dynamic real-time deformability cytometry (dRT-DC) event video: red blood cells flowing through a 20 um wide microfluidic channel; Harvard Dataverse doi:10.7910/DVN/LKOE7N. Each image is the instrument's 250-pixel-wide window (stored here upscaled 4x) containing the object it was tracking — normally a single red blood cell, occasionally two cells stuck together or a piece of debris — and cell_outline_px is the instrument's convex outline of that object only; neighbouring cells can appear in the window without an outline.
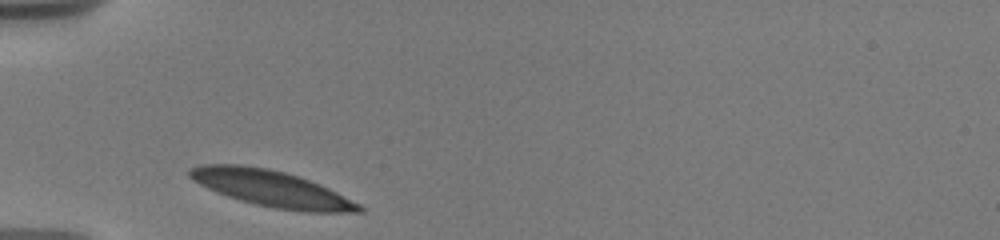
{"species": "human", "species_latin": "Homo sapiens", "temperature_condition": "warm", "stored_images_in_passage": 26, "camera_frame_rate_fps": 3000, "um_per_image_px": 0.085, "donor": {"sex": "male"}, "frame": {"image": 1, "passage_image": 1, "time_ms": 0.0, "image_size_px": [1000, 240], "cell_outline_px": [[364, 212], [304, 212], [276, 208], [256, 204], [240, 200], [228, 196], [208, 188], [192, 180], [188, 176], [188, 172], [192, 168], [200, 164], [240, 164], [268, 168], [284, 172], [320, 184], [360, 204], [364, 208]], "centroid_in_image_um": [23.07, 16.02], "position_along_channel_um": 61.9, "area_um2": 35.37}}
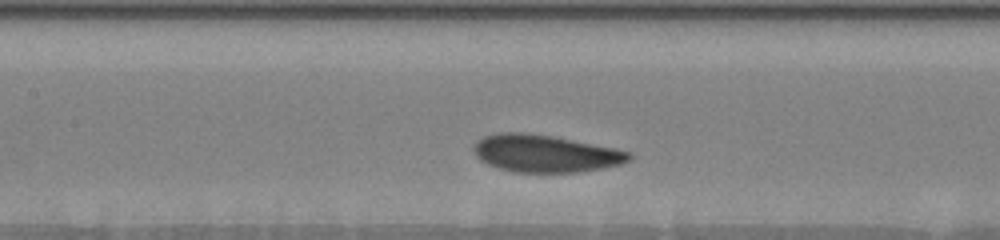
{"frame": {"image": 2, "passage_image": 9, "time_ms": 3.0, "image_size_px": [1000, 240], "cell_outline_px": [[632, 156], [628, 160], [620, 164], [604, 168], [580, 172], [512, 172], [488, 164], [480, 160], [476, 156], [472, 148], [484, 136], [500, 132], [528, 132], [552, 136], [632, 152]], "centroid_in_image_um": [46.33, 13.05], "position_along_channel_um": 161.1, "area_um2": 33.58}}
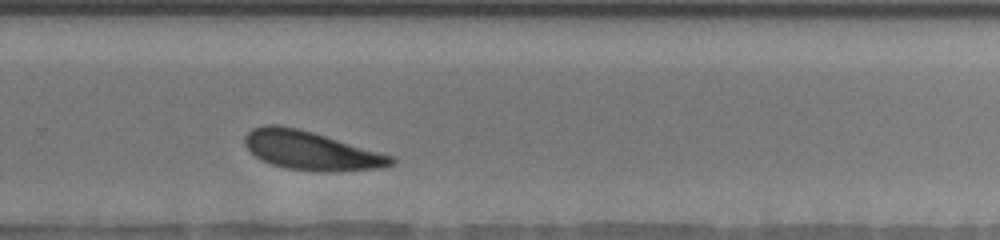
{"frame": {"image": 3, "passage_image": 20, "time_ms": 7.0, "image_size_px": [1000, 240], "cell_outline_px": [[396, 160], [392, 164], [384, 168], [328, 172], [320, 172], [284, 168], [260, 160], [244, 144], [244, 136], [252, 128], [264, 124], [280, 124], [300, 128], [392, 156]], "centroid_in_image_um": [26.39, 12.79], "position_along_channel_um": 303.4, "area_um2": 33.18}, "authors_computed_cell_mechanics": {"area_um2": 33.4084, "velocity_mm_per_s": 3.5723, "shape_relaxation_time_tau1_ms": 1.4031, "shape_relaxation_time_tau2_ms": null, "deformation_change_tau1": 0.0895, "deformation_change_tau2": null}}